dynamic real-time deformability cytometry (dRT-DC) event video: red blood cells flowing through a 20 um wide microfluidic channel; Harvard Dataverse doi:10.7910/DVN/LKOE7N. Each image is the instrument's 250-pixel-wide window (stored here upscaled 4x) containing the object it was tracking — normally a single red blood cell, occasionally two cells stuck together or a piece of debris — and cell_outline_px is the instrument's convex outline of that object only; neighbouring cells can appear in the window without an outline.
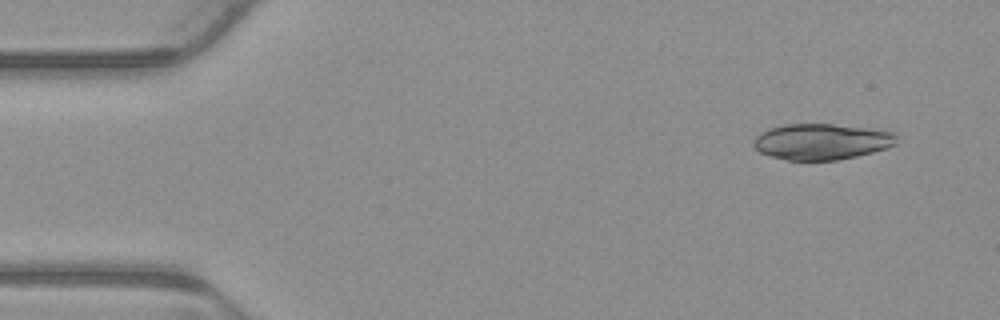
{"species": "common noctule bat (a hibernating species)", "species_latin": "Nyctalus noctula", "temperature_condition": "warm", "stored_images_in_passage": 3, "camera_frame_rate_fps": 3000, "um_per_image_px": 0.085, "animal": {"sex": "male", "body_mass_g": 23.1, "forearm_length_mm": 52.7}, "frame": {"image": 1, "passage_image": 1, "time_ms": 0.0, "image_size_px": [1000, 320], "cell_outline_px": [[896, 144], [872, 152], [856, 156], [836, 160], [788, 160], [772, 156], [760, 152], [752, 144], [752, 140], [760, 132], [784, 124], [832, 124], [864, 128], [892, 132], [896, 136]], "centroid_in_image_um": [69.78, 12.04], "position_along_channel_um": 15.2, "area_um2": 29.59}}